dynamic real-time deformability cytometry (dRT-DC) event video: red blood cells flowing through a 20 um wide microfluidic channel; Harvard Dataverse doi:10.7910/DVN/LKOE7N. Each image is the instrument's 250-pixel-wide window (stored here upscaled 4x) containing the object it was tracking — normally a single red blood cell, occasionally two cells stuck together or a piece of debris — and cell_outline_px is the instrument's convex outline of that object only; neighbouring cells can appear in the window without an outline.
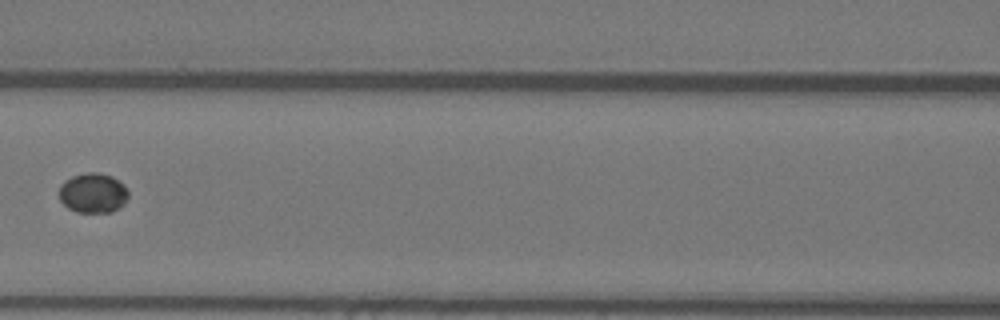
{"species": "Egyptian fruit bat (a non-hibernating species)", "species_latin": "Rousettus aegyptiacus", "temperature_condition": "warm", "stored_images_in_passage": 5, "camera_frame_rate_fps": 3000, "um_per_image_px": 0.085, "animal": {"sex": "female"}, "frame": {"image": 1, "passage_image": 5, "time_ms": 1.333, "image_size_px": [1000, 320], "cell_outline_px": [[128, 196], [124, 204], [120, 208], [112, 212], [76, 212], [68, 208], [60, 200], [60, 184], [64, 180], [72, 176], [88, 172], [96, 172], [112, 176], [124, 184], [128, 192]], "centroid_in_image_um": [7.91, 16.4], "position_along_channel_um": 158.7, "area_um2": 16.18}}